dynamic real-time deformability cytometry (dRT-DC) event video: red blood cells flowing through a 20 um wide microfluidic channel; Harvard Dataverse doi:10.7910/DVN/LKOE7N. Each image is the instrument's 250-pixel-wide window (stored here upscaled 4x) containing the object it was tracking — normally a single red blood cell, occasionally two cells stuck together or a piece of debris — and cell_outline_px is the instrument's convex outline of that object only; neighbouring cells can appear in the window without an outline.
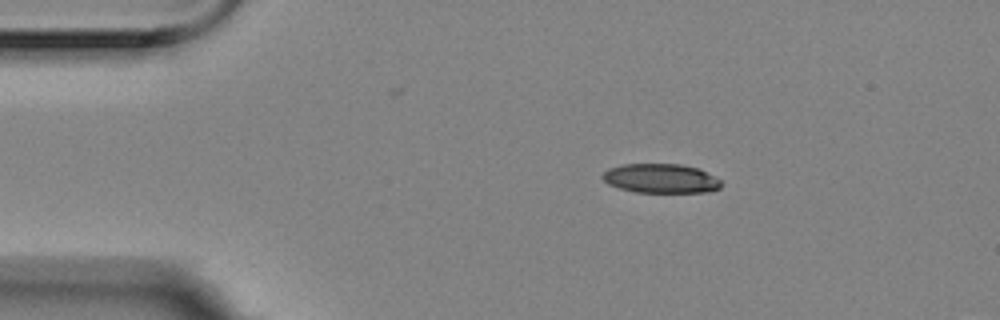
{"species": "Egyptian fruit bat (a non-hibernating species)", "species_latin": "Rousettus aegyptiacus", "temperature_condition": "room temperature", "stored_images_in_passage": 4, "camera_frame_rate_fps": 3000, "um_per_image_px": 0.085, "animal": {"sex": "female"}, "frame": {"image": 1, "passage_image": 1, "time_ms": 0.0, "image_size_px": [1000, 320], "cell_outline_px": [[724, 184], [720, 188], [708, 192], [636, 192], [620, 188], [608, 184], [600, 176], [608, 168], [624, 164], [680, 164], [700, 168], [720, 180]], "centroid_in_image_um": [56.19, 15.16], "position_along_channel_um": 28.8, "area_um2": 20.35}}
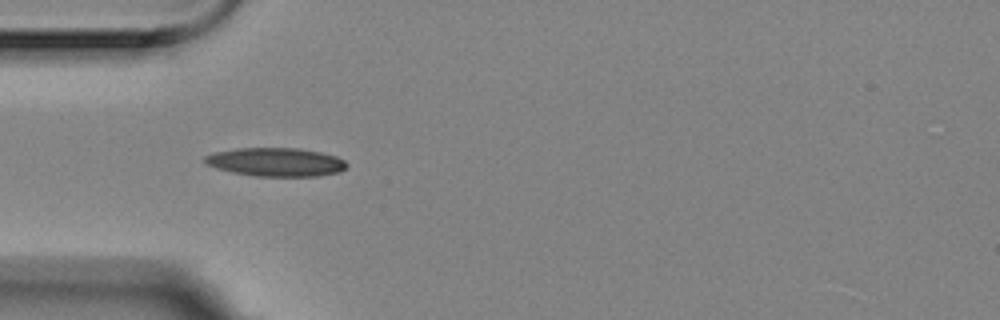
{"frame": {"image": 2, "passage_image": 3, "time_ms": 0.667, "image_size_px": [1000, 320], "cell_outline_px": [[348, 168], [340, 172], [316, 176], [256, 176], [232, 172], [216, 168], [204, 164], [204, 156], [212, 152], [236, 148], [300, 148], [320, 152], [336, 156], [344, 160], [348, 164]], "centroid_in_image_um": [23.44, 13.77], "position_along_channel_um": 61.6, "area_um2": 23.87}}